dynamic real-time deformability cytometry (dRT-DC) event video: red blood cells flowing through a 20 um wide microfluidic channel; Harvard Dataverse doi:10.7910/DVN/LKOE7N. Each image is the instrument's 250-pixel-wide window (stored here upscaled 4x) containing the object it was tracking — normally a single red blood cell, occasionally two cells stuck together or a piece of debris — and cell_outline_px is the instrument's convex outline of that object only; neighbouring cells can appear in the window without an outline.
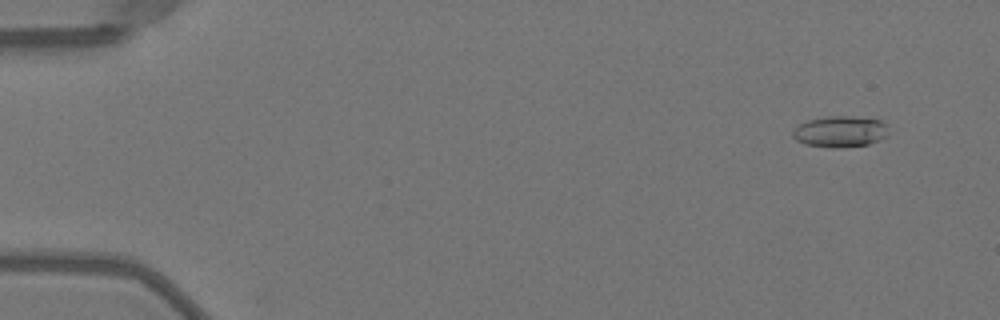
{"species": "Egyptian fruit bat (a non-hibernating species)", "species_latin": "Rousettus aegyptiacus", "temperature_condition": "warm", "stored_images_in_passage": 50, "camera_frame_rate_fps": 3000, "um_per_image_px": 0.085, "animal": {"sex": "female"}, "frame": {"image": 1, "passage_image": 3, "time_ms": 0.667, "image_size_px": [1000, 320], "cell_outline_px": [[888, 136], [880, 140], [868, 144], [840, 148], [832, 148], [804, 144], [796, 140], [792, 136], [792, 132], [800, 124], [808, 120], [828, 116], [852, 116], [880, 120], [884, 124]], "centroid_in_image_um": [71.4, 11.19], "position_along_channel_um": 13.6, "area_um2": 17.34}}
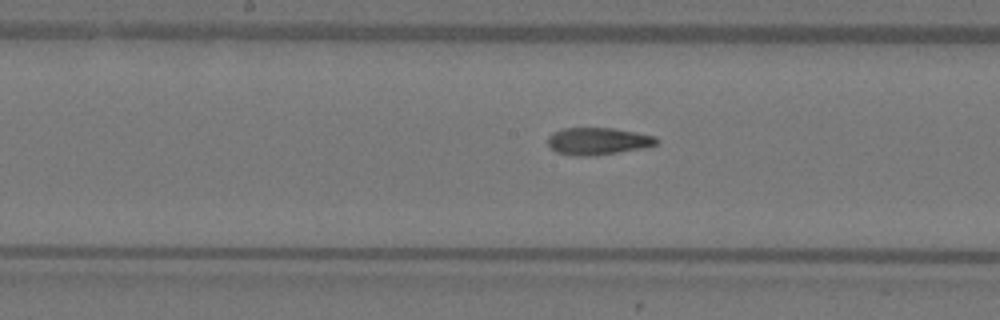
{"frame": {"image": 2, "passage_image": 26, "time_ms": 8.333, "image_size_px": [1000, 320], "cell_outline_px": [[660, 140], [656, 144], [644, 148], [596, 156], [572, 156], [556, 152], [548, 144], [548, 136], [552, 132], [564, 128], [612, 128], [636, 132], [656, 136]], "centroid_in_image_um": [50.83, 12.01], "position_along_channel_um": 197.4, "area_um2": 17.46}}
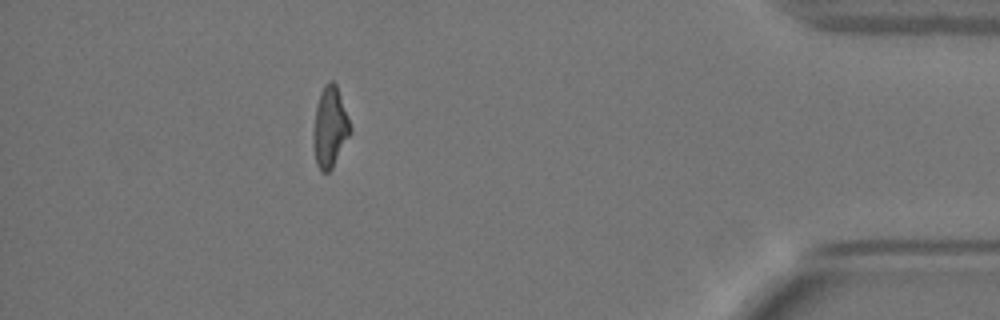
{"frame": {"image": 3, "passage_image": 45, "time_ms": 14.667, "image_size_px": [1000, 320], "cell_outline_px": [[352, 132], [332, 168], [328, 172], [320, 172], [316, 164], [312, 136], [316, 108], [320, 92], [324, 84], [328, 80], [332, 80], [336, 84], [352, 128]], "centroid_in_image_um": [28.04, 10.82], "position_along_channel_um": 407.2, "area_um2": 17.46}, "authors_computed_cell_mechanics": {"area_um2": 17.3111, "velocity_mm_per_s": 4.0498, "shape_relaxation_time_tau1_ms": null, "shape_relaxation_time_tau2_ms": 2.0514, "deformation_change_tau1": null, "deformation_change_tau2": 0.0826}}